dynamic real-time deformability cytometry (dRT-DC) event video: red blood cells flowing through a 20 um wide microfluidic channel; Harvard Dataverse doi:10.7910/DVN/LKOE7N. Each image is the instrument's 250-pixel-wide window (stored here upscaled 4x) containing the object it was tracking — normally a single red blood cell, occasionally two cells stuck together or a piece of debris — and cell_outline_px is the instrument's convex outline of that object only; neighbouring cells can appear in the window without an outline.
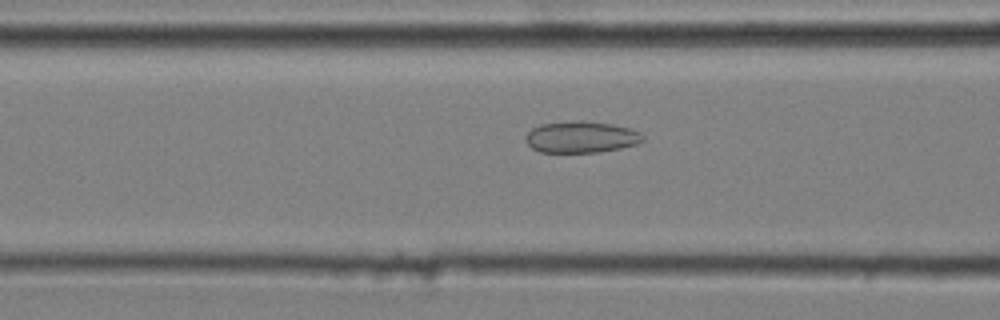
{"species": "common noctule bat (a hibernating species)", "species_latin": "Nyctalus noctula", "temperature_condition": "cold", "stored_images_in_passage": 32, "camera_frame_rate_fps": 3000, "um_per_image_px": 0.085, "animal": {"sex": "male", "body_mass_g": 20.4}, "frame": {"image": 1, "passage_image": 5, "time_ms": 1.333, "image_size_px": [1000, 320], "cell_outline_px": [[644, 140], [636, 144], [620, 148], [600, 152], [540, 152], [532, 148], [524, 140], [524, 136], [532, 128], [540, 124], [576, 120], [612, 124], [628, 128], [640, 132], [644, 136]], "centroid_in_image_um": [49.37, 11.65], "position_along_channel_um": 117.2, "area_um2": 21.56}}
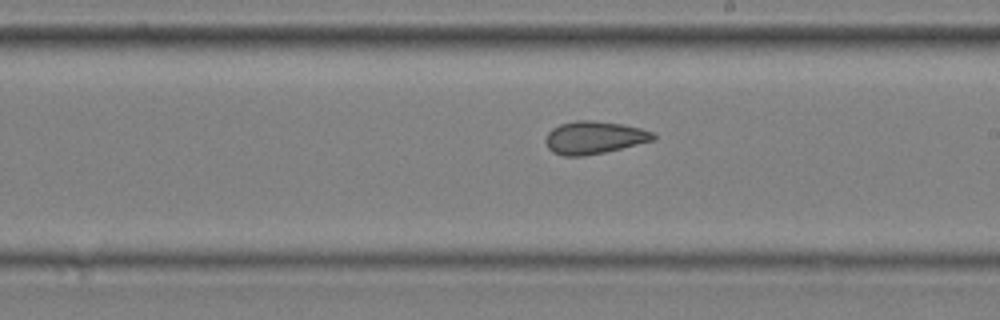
{"frame": {"image": 2, "passage_image": 15, "time_ms": 4.667, "image_size_px": [1000, 320], "cell_outline_px": [[656, 140], [604, 152], [584, 156], [564, 156], [552, 152], [548, 148], [544, 140], [548, 132], [552, 128], [560, 124], [576, 120], [592, 120], [620, 124], [640, 128], [652, 132], [656, 136]], "centroid_in_image_um": [50.47, 11.7], "position_along_channel_um": 238.5, "area_um2": 20.52}}
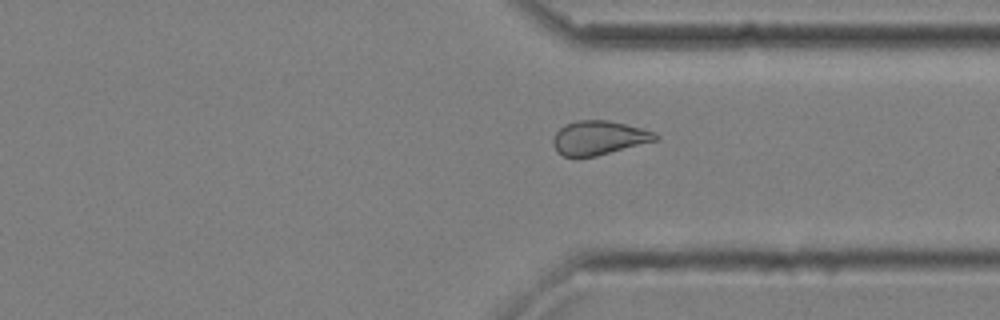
{"frame": {"image": 3, "passage_image": 25, "time_ms": 8.0, "image_size_px": [1000, 320], "cell_outline_px": [[660, 136], [656, 140], [596, 156], [564, 156], [556, 152], [552, 144], [552, 140], [556, 132], [564, 124], [576, 120], [608, 120], [644, 128], [656, 132]], "centroid_in_image_um": [50.89, 11.7], "position_along_channel_um": 360.5, "area_um2": 20.35}, "authors_computed_cell_mechanics": {"area_um2": 20.519, "velocity_mm_per_s": 3.641, "shape_relaxation_time_tau1_ms": null, "shape_relaxation_time_tau2_ms": 3.0869, "deformation_change_tau1": null, "deformation_change_tau2": 0.0973}}